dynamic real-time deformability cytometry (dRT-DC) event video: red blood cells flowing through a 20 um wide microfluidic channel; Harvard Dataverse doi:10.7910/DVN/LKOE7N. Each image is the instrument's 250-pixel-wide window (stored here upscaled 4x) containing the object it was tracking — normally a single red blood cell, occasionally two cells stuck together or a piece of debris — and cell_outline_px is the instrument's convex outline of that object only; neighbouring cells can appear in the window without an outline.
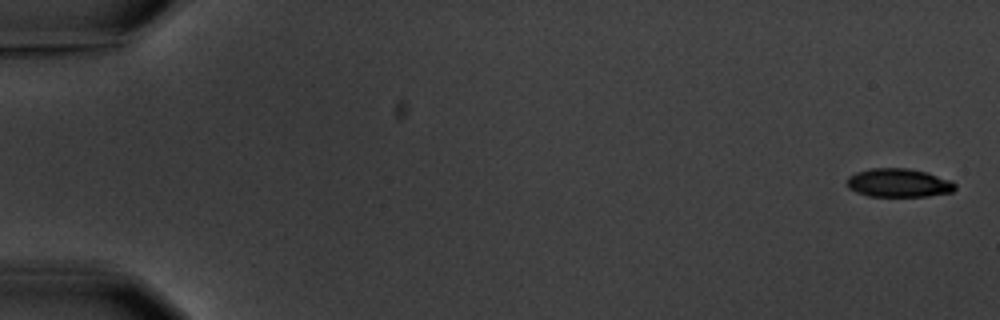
{"species": "common noctule bat (a hibernating species)", "species_latin": "Nyctalus noctula", "temperature_condition": "warm", "stored_images_in_passage": 7, "camera_frame_rate_fps": 3000, "um_per_image_px": 0.085, "animal": {"sex": "male", "body_mass_g": 20.1, "forearm_length_mm": 53.5}, "frame": {"image": 1, "passage_image": 1, "time_ms": 0.0, "image_size_px": [1000, 320], "cell_outline_px": [[956, 188], [952, 192], [928, 196], [868, 196], [856, 192], [848, 188], [848, 176], [856, 172], [872, 168], [908, 168], [924, 172], [952, 180], [956, 184]], "centroid_in_image_um": [76.39, 15.54], "position_along_channel_um": 8.6, "area_um2": 17.98}}
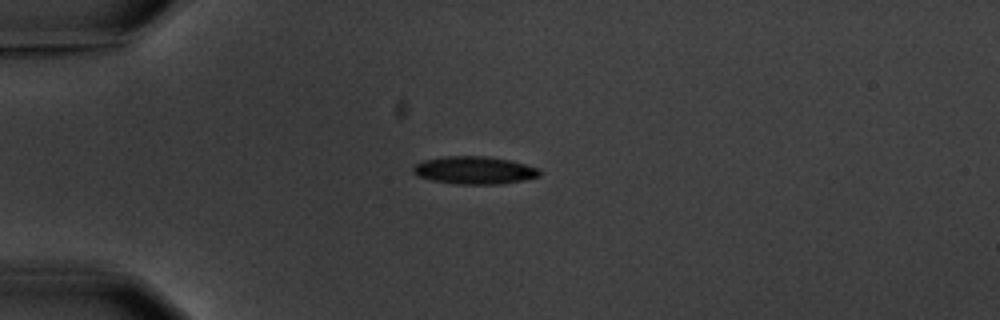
{"frame": {"image": 2, "passage_image": 5, "time_ms": 4.667, "image_size_px": [1000, 320], "cell_outline_px": [[540, 176], [500, 184], [456, 184], [432, 180], [416, 176], [412, 172], [412, 168], [416, 164], [424, 160], [444, 156], [488, 156], [508, 160], [540, 168]], "centroid_in_image_um": [40.29, 14.47], "position_along_channel_um": 44.7, "area_um2": 20.35}}